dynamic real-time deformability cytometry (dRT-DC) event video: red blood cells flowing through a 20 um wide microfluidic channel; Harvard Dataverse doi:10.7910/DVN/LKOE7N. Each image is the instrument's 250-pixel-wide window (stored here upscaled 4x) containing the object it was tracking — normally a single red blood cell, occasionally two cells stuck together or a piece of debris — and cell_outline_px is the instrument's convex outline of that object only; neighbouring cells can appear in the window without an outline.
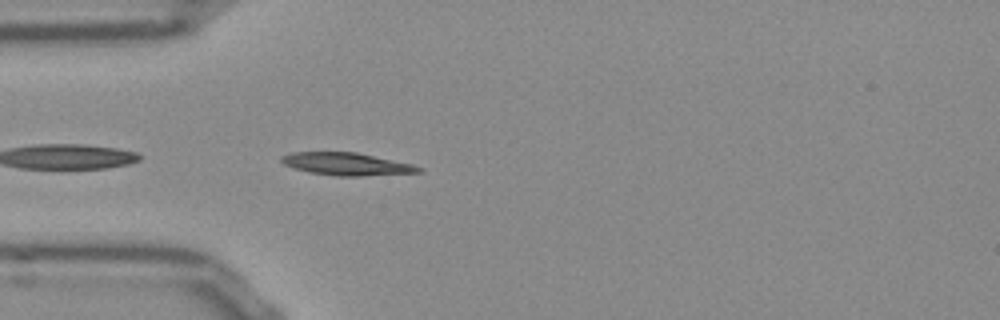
{"species": "Egyptian fruit bat (a non-hibernating species)", "species_latin": "Rousettus aegyptiacus", "temperature_condition": "room temperature", "stored_images_in_passage": 40, "camera_frame_rate_fps": 3000, "um_per_image_px": 0.085, "frame": {"image": 1, "passage_image": 2, "time_ms": 0.333, "image_size_px": [1000, 320], "cell_outline_px": [[424, 172], [360, 176], [336, 176], [308, 172], [284, 164], [280, 160], [280, 156], [288, 152], [356, 152], [412, 164], [424, 168]], "centroid_in_image_um": [29.47, 13.94], "position_along_channel_um": 55.5, "area_um2": 18.09}}
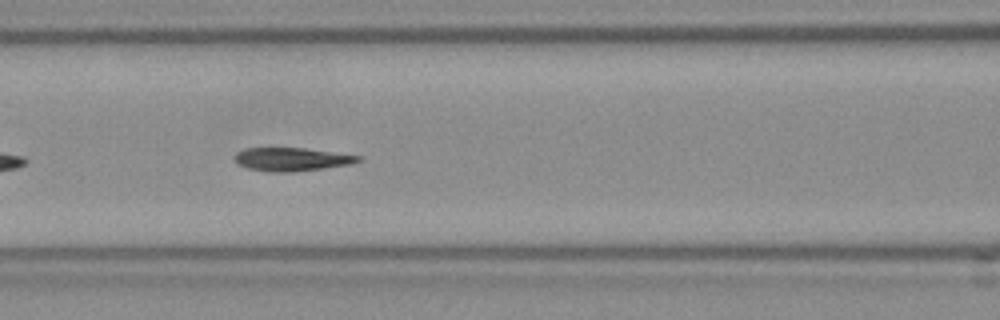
{"frame": {"image": 2, "passage_image": 9, "time_ms": 2.667, "image_size_px": [1000, 320], "cell_outline_px": [[364, 160], [352, 164], [296, 172], [272, 172], [248, 168], [236, 164], [232, 156], [236, 152], [244, 148], [304, 148], [364, 156]], "centroid_in_image_um": [24.81, 13.54], "position_along_channel_um": 141.8, "area_um2": 17.17}}
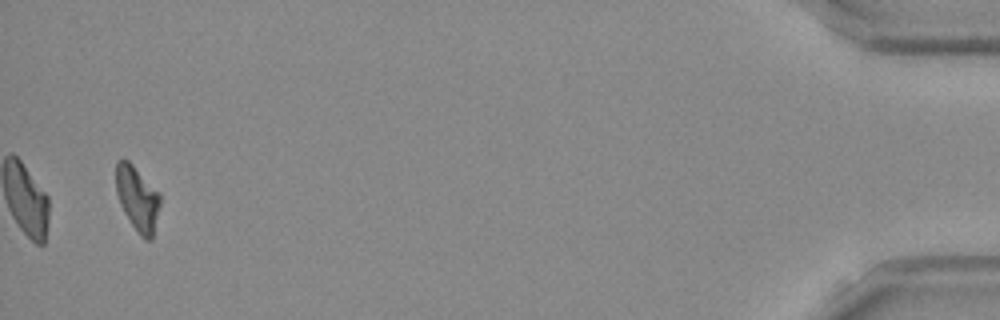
{"frame": {"image": 3, "passage_image": 38, "time_ms": 12.333, "image_size_px": [1000, 320], "cell_outline_px": [[160, 204], [152, 240], [144, 240], [140, 236], [124, 212], [120, 204], [116, 192], [116, 160], [128, 160], [160, 192]], "centroid_in_image_um": [11.69, 16.88], "position_along_channel_um": 423.5, "area_um2": 16.65}, "authors_computed_cell_mechanics": {"area_um2": 17.1666, "velocity_mm_per_s": 3.8383, "shape_relaxation_time_tau1_ms": 7.5744, "shape_relaxation_time_tau2_ms": 3.7084, "deformation_change_tau1": 0.1946, "deformation_change_tau2": 0.09}}